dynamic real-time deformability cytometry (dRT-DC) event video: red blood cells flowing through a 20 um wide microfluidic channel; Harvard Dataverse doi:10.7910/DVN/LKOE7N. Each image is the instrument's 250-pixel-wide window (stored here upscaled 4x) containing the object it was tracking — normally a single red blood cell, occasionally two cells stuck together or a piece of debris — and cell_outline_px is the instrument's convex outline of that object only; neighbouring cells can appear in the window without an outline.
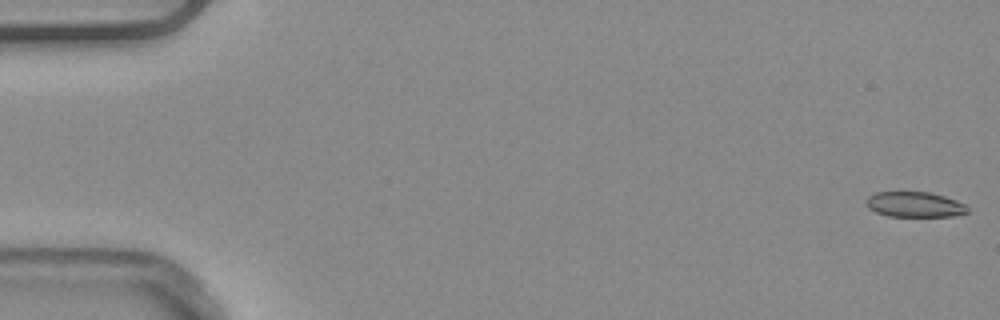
{"species": "common noctule bat (a hibernating species)", "species_latin": "Nyctalus noctula", "temperature_condition": "warm", "stored_images_in_passage": 53, "camera_frame_rate_fps": 3000, "um_per_image_px": 0.085, "animal": {"sex": "male", "body_mass_g": 20.4}, "frame": {"image": 1, "passage_image": 1, "time_ms": 0.0, "image_size_px": [1000, 320], "cell_outline_px": [[968, 212], [952, 216], [888, 216], [876, 212], [868, 208], [864, 204], [864, 200], [868, 196], [876, 192], [928, 192], [944, 196], [956, 200], [964, 204], [968, 208]], "centroid_in_image_um": [77.69, 17.38], "position_along_channel_um": 7.3, "area_um2": 14.97}}
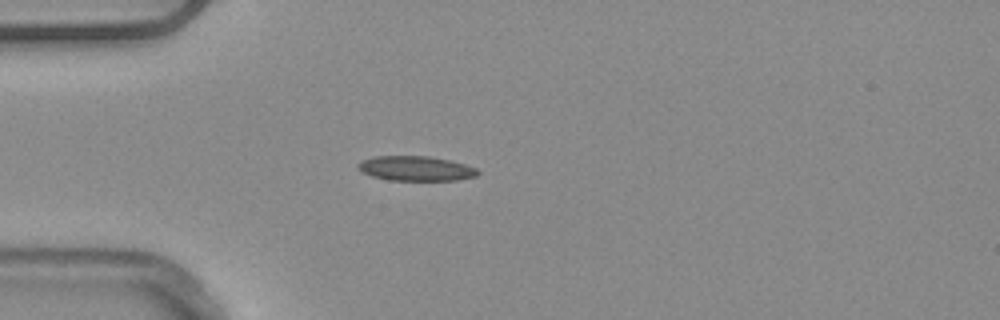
{"frame": {"image": 2, "passage_image": 15, "time_ms": 4.667, "image_size_px": [1000, 320], "cell_outline_px": [[480, 172], [476, 176], [456, 180], [388, 180], [372, 176], [364, 172], [356, 164], [360, 160], [376, 156], [428, 156], [452, 160], [476, 168]], "centroid_in_image_um": [35.36, 14.31], "position_along_channel_um": 49.6, "area_um2": 17.22}}
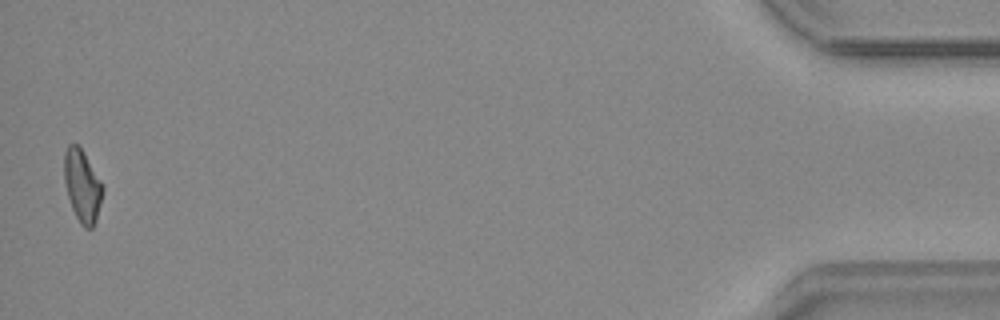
{"frame": {"image": 3, "passage_image": 52, "time_ms": 17.0, "image_size_px": [1000, 320], "cell_outline_px": [[104, 192], [96, 220], [92, 228], [84, 228], [80, 224], [72, 208], [68, 196], [64, 180], [64, 152], [68, 144], [76, 144], [80, 148], [104, 184]], "centroid_in_image_um": [7.01, 15.81], "position_along_channel_um": 428.2, "area_um2": 16.24}, "authors_computed_cell_mechanics": {"area_um2": 16.6464, "velocity_mm_per_s": 3.9218, "shape_relaxation_time_tau1_ms": null, "shape_relaxation_time_tau2_ms": 4.9183, "deformation_change_tau1": null, "deformation_change_tau2": 0.14}}